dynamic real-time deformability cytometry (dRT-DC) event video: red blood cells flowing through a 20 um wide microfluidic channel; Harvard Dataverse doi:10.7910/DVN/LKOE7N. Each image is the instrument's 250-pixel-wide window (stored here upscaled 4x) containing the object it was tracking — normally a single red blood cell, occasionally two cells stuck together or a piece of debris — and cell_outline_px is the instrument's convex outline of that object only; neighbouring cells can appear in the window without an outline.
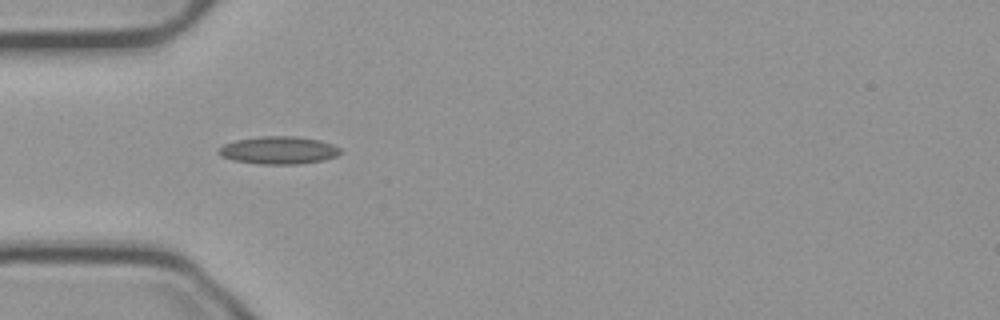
{"species": "common noctule bat (a hibernating species)", "species_latin": "Nyctalus noctula", "temperature_condition": "cold", "stored_images_in_passage": 12, "camera_frame_rate_fps": 3000, "um_per_image_px": 0.085, "animal": {"sex": "male", "body_mass_g": 23.1, "forearm_length_mm": 52.7}, "frame": {"image": 1, "passage_image": 3, "time_ms": 0.667, "image_size_px": [1000, 320], "cell_outline_px": [[344, 152], [336, 156], [324, 160], [300, 164], [260, 164], [232, 160], [220, 156], [220, 148], [224, 144], [236, 140], [260, 136], [296, 136], [320, 140], [332, 144], [340, 148]], "centroid_in_image_um": [23.73, 12.77], "position_along_channel_um": 61.3, "area_um2": 19.71}}
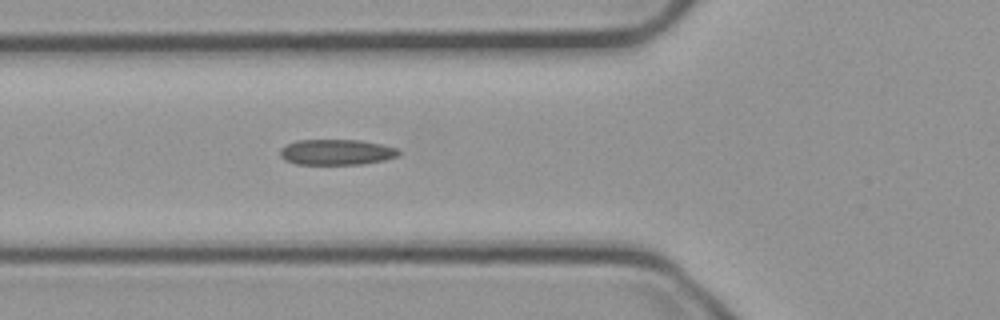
{"frame": {"image": 2, "passage_image": 6, "time_ms": 1.667, "image_size_px": [1000, 320], "cell_outline_px": [[400, 152], [396, 156], [384, 160], [360, 164], [296, 164], [284, 160], [280, 156], [280, 148], [296, 140], [360, 140], [380, 144], [396, 148]], "centroid_in_image_um": [28.55, 12.93], "position_along_channel_um": 97.2, "area_um2": 17.57}}